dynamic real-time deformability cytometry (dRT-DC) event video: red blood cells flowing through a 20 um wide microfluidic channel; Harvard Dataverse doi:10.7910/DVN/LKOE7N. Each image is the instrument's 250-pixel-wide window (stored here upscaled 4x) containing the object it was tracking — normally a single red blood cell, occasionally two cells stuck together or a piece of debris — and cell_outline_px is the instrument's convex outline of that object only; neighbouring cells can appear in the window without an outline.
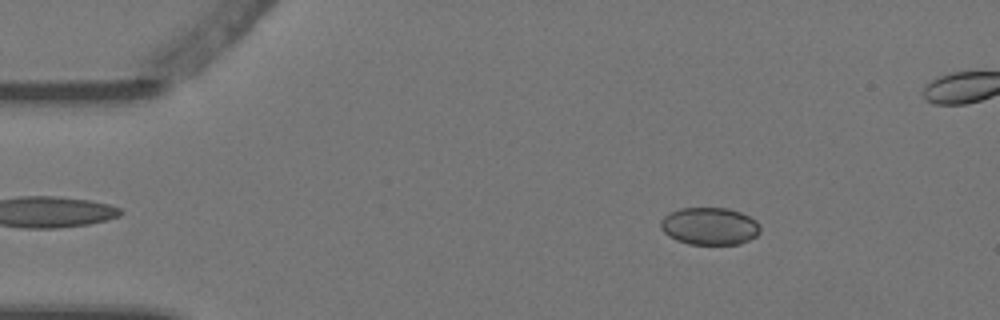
{"species": "Egyptian fruit bat (a non-hibernating species)", "species_latin": "Rousettus aegyptiacus", "temperature_condition": "warm", "stored_images_in_passage": 5, "camera_frame_rate_fps": 3000, "um_per_image_px": 0.085, "animal": {"sex": "female"}, "frame": {"image": 1, "passage_image": 3, "time_ms": 0.667, "image_size_px": [1000, 320], "cell_outline_px": [[760, 232], [756, 236], [740, 244], [688, 244], [676, 240], [668, 236], [660, 228], [660, 220], [664, 216], [680, 208], [728, 208], [740, 212], [756, 220], [760, 224]], "centroid_in_image_um": [60.31, 19.22], "position_along_channel_um": 24.7, "area_um2": 21.79}}